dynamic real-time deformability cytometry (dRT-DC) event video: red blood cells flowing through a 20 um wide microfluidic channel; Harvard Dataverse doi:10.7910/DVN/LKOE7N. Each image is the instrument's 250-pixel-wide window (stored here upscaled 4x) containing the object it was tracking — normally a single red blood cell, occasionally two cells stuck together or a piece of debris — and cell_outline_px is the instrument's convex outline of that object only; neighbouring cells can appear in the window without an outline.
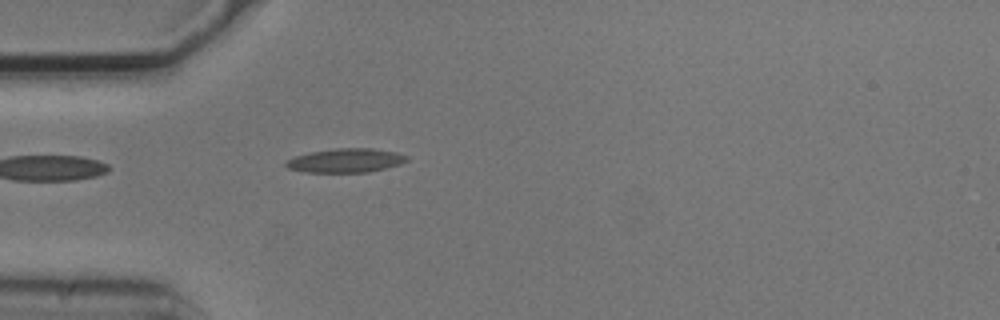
{"species": "common noctule bat (a hibernating species)", "species_latin": "Nyctalus noctula", "temperature_condition": "cold", "stored_images_in_passage": 1, "camera_frame_rate_fps": 3000, "um_per_image_px": 0.085, "animal": {"sex": "male", "body_mass_g": 20.5, "forearm_length_mm": 52.5}, "frame": {"image": 1, "passage_image": 1, "time_ms": 0.0, "image_size_px": [1000, 320], "cell_outline_px": [[408, 160], [400, 164], [368, 172], [308, 172], [288, 168], [284, 164], [288, 160], [296, 156], [312, 152], [336, 148], [372, 148], [396, 152], [408, 156]], "centroid_in_image_um": [29.42, 13.64], "position_along_channel_um": 55.6, "area_um2": 16.65}}